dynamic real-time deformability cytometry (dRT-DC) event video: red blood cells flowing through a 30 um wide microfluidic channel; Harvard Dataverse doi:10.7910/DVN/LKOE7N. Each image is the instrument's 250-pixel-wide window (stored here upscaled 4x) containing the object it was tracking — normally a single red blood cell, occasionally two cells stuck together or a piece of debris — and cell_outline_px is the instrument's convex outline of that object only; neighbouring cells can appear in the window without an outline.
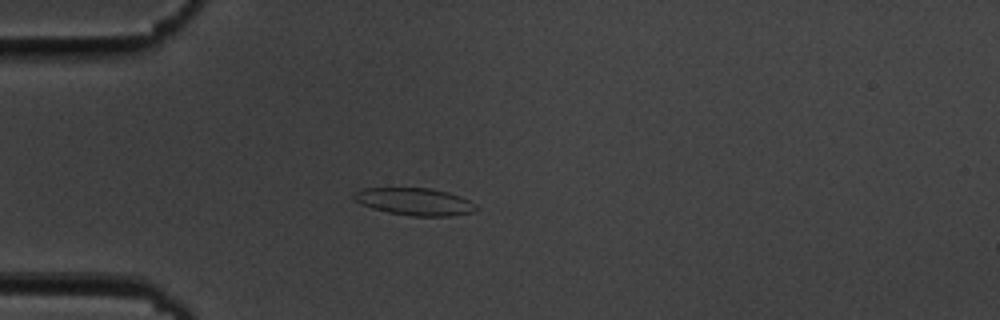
{"species": "common noctule bat (a hibernating species)", "species_latin": "Nyctalus noctula", "temperature_condition": "cold", "stored_images_in_passage": 52, "camera_frame_rate_fps": 3000, "um_per_image_px": 0.085, "animal": {"sex": "male", "body_mass_g": 19.5, "forearm_length_mm": 54.6}, "frame": {"image": 1, "passage_image": 13, "time_ms": 4.0, "image_size_px": [1000, 320], "cell_outline_px": [[480, 208], [476, 212], [452, 216], [412, 216], [388, 212], [372, 208], [352, 200], [352, 196], [356, 192], [364, 188], [432, 188], [448, 192], [460, 196], [468, 200]], "centroid_in_image_um": [35.28, 17.14], "position_along_channel_um": 49.7, "area_um2": 19.59}}
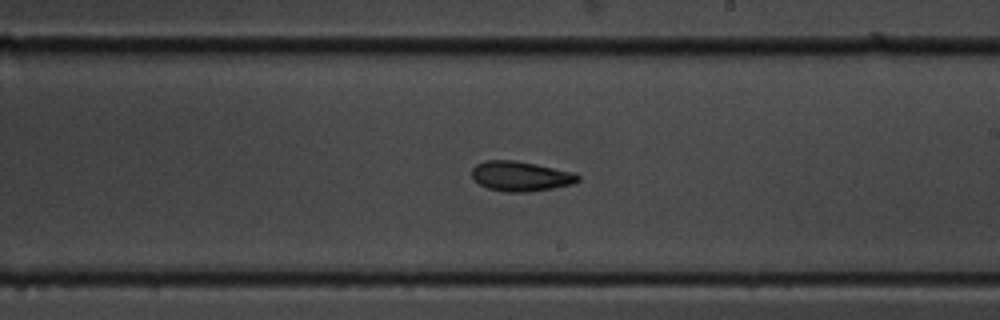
{"frame": {"image": 2, "passage_image": 30, "time_ms": 9.667, "image_size_px": [1000, 320], "cell_outline_px": [[580, 180], [576, 184], [552, 188], [524, 192], [504, 192], [488, 188], [480, 184], [472, 176], [472, 168], [476, 164], [484, 160], [516, 160], [576, 172], [580, 176]], "centroid_in_image_um": [44.3, 14.97], "position_along_channel_um": 244.7, "area_um2": 18.67}}
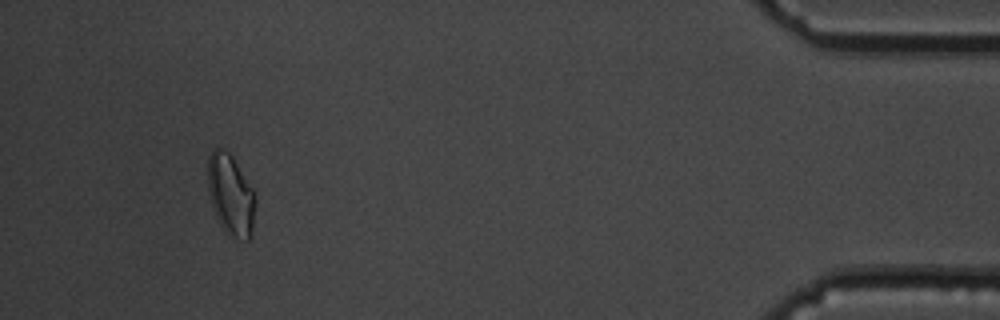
{"frame": {"image": 3, "passage_image": 49, "time_ms": 16.0, "image_size_px": [1000, 320], "cell_outline_px": [[256, 196], [252, 236], [248, 240], [244, 240], [228, 236], [220, 224], [212, 208], [208, 188], [208, 156], [212, 148], [220, 148], [228, 152], [232, 156], [256, 192]], "centroid_in_image_um": [19.63, 16.57], "position_along_channel_um": 415.6, "area_um2": 22.83}, "authors_computed_cell_mechanics": {"area_um2": 18.9295, "velocity_mm_per_s": 3.6784, "shape_relaxation_time_tau1_ms": 4.3998, "shape_relaxation_time_tau2_ms": 5.0629, "deformation_change_tau1": 0.1069, "deformation_change_tau2": 0.1277}}